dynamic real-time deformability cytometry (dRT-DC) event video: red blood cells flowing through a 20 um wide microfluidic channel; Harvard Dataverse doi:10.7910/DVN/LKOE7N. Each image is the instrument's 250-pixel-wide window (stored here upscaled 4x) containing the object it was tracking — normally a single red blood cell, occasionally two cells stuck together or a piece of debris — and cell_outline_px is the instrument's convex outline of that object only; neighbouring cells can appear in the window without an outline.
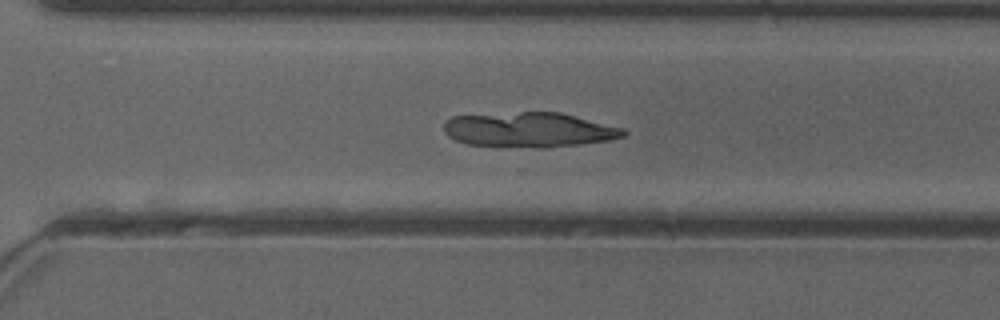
{"species": "common noctule bat (a hibernating species)", "species_latin": "Nyctalus noctula", "temperature_condition": "cold", "stored_images_in_passage": 36, "camera_frame_rate_fps": 3000, "um_per_image_px": 0.085, "animal": {"sex": "female"}, "frame": {"image": 1, "passage_image": 22, "time_ms": 7.0, "image_size_px": [1000, 320], "cell_outline_px": [[628, 132], [624, 136], [608, 140], [580, 144], [544, 148], [540, 148], [468, 144], [456, 140], [448, 136], [444, 132], [444, 120], [452, 116], [520, 112], [560, 112], [624, 128]], "centroid_in_image_um": [44.97, 11.03], "position_along_channel_um": 325.6, "area_um2": 36.47}}
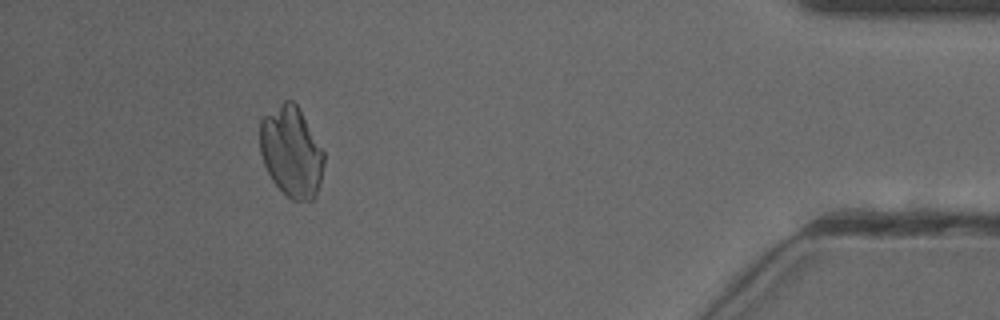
{"frame": {"image": 2, "passage_image": 33, "time_ms": 10.667, "image_size_px": [1000, 320], "cell_outline_px": [[324, 164], [316, 196], [312, 200], [292, 200], [272, 180], [264, 164], [260, 152], [260, 120], [264, 116], [284, 100], [292, 100], [296, 104], [324, 152]], "centroid_in_image_um": [24.76, 12.9], "position_along_channel_um": 410.4, "area_um2": 33.35}}